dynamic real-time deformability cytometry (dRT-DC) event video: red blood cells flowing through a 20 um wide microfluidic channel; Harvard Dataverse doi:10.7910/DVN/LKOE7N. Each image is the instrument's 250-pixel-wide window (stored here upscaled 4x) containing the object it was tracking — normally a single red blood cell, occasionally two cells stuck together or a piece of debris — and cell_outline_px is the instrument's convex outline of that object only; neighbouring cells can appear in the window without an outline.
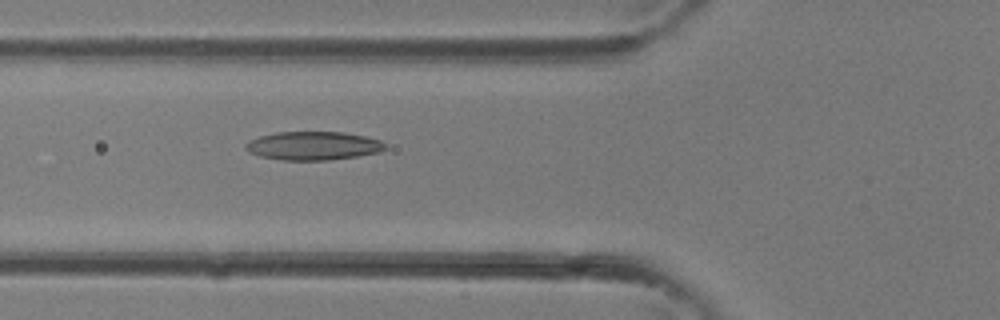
{"species": "common noctule bat (a hibernating species)", "species_latin": "Nyctalus noctula", "temperature_condition": "room temperature", "stored_images_in_passage": 24, "camera_frame_rate_fps": 3000, "um_per_image_px": 0.085, "animal": {"sex": "female"}, "frame": {"image": 1, "passage_image": 6, "time_ms": 1.667, "image_size_px": [1000, 320], "cell_outline_px": [[388, 148], [380, 152], [360, 156], [332, 160], [284, 160], [260, 156], [248, 152], [244, 148], [244, 144], [248, 140], [260, 136], [276, 132], [344, 132], [364, 136], [380, 140], [388, 144]], "centroid_in_image_um": [26.65, 12.39], "position_along_channel_um": 99.1, "area_um2": 23.52}}
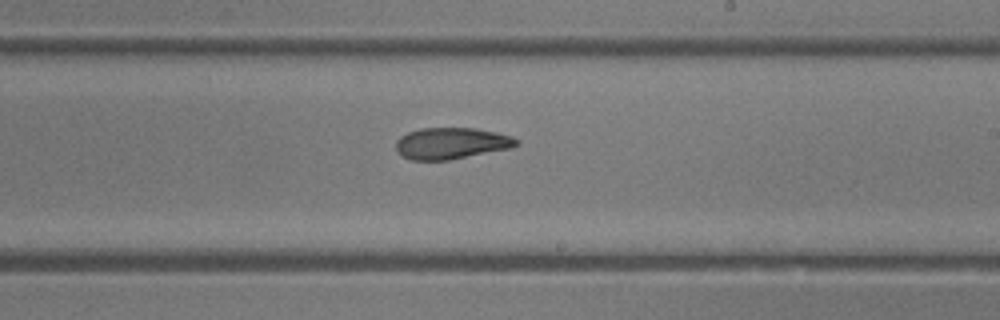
{"frame": {"image": 2, "passage_image": 14, "time_ms": 4.333, "image_size_px": [1000, 320], "cell_outline_px": [[520, 144], [512, 148], [448, 160], [412, 160], [404, 156], [396, 148], [396, 140], [400, 136], [408, 132], [420, 128], [476, 128], [496, 132], [512, 136], [520, 140]], "centroid_in_image_um": [38.41, 12.17], "position_along_channel_um": 250.6, "area_um2": 22.14}}
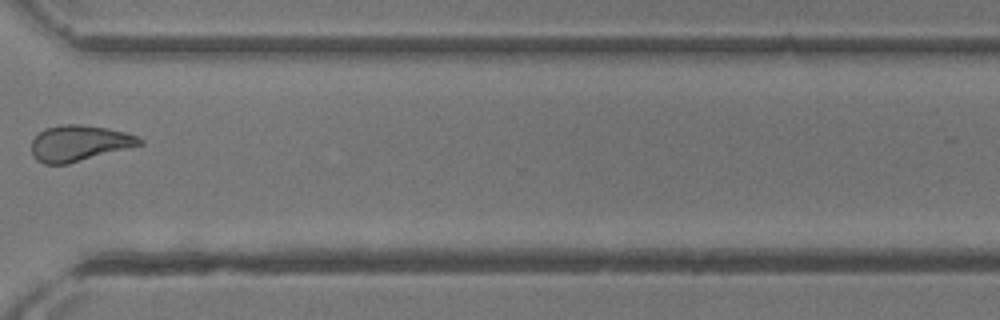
{"frame": {"image": 3, "passage_image": 20, "time_ms": 6.333, "image_size_px": [1000, 320], "cell_outline_px": [[144, 144], [68, 164], [44, 164], [36, 160], [32, 156], [32, 140], [44, 128], [60, 124], [80, 124], [108, 128], [124, 132], [136, 136], [144, 140]], "centroid_in_image_um": [6.72, 12.17], "position_along_channel_um": 363.9, "area_um2": 22.72}}